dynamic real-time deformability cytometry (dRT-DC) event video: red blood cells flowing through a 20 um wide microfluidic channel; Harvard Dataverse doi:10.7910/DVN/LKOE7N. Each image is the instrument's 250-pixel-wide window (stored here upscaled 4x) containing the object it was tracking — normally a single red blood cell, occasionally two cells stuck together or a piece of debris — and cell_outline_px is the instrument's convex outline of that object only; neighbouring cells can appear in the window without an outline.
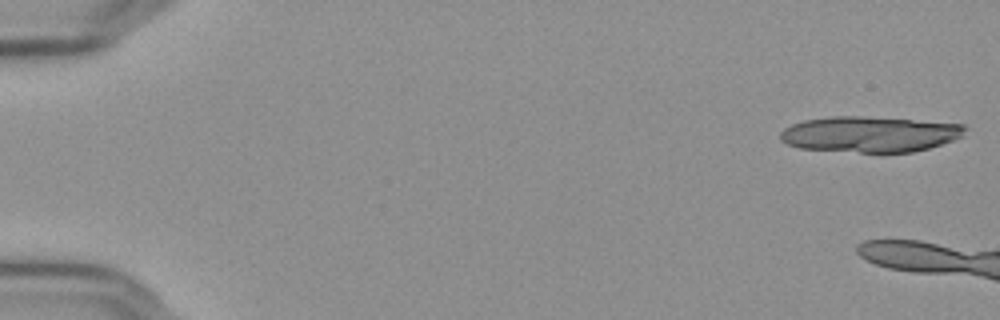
{"species": "Egyptian fruit bat (a non-hibernating species)", "species_latin": "Rousettus aegyptiacus", "temperature_condition": "cold", "stored_images_in_passage": 6, "camera_frame_rate_fps": 3000, "um_per_image_px": 0.085, "frame": {"image": 1, "passage_image": 1, "time_ms": 0.0, "image_size_px": [1000, 320], "cell_outline_px": [[968, 128], [964, 136], [928, 148], [912, 152], [860, 152], [800, 148], [788, 144], [780, 140], [780, 132], [784, 128], [792, 124], [804, 120], [832, 116], [864, 116], [964, 124]], "centroid_in_image_um": [73.94, 11.4], "position_along_channel_um": 11.1, "area_um2": 38.44}}